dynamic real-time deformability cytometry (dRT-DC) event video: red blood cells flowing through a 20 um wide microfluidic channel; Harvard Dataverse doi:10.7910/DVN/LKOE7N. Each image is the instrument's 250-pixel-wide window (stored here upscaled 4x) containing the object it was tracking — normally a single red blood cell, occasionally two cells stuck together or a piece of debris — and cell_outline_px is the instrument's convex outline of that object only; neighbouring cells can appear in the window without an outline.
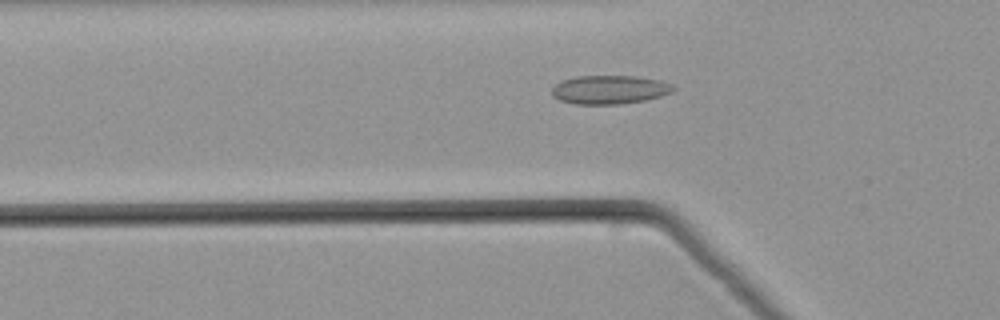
{"species": "common noctule bat (a hibernating species)", "species_latin": "Nyctalus noctula", "temperature_condition": "warm", "stored_images_in_passage": 41, "camera_frame_rate_fps": 3000, "um_per_image_px": 0.085, "animal": {"sex": "male", "body_mass_g": 21.5, "forearm_length_mm": 52.0}, "frame": {"image": 1, "passage_image": 7, "time_ms": 2.0, "image_size_px": [1000, 320], "cell_outline_px": [[676, 88], [672, 92], [660, 96], [644, 100], [620, 104], [576, 104], [560, 100], [552, 96], [552, 88], [556, 84], [564, 80], [576, 76], [636, 76], [656, 80], [672, 84]], "centroid_in_image_um": [51.8, 7.62], "position_along_channel_um": 74.0, "area_um2": 20.11}}
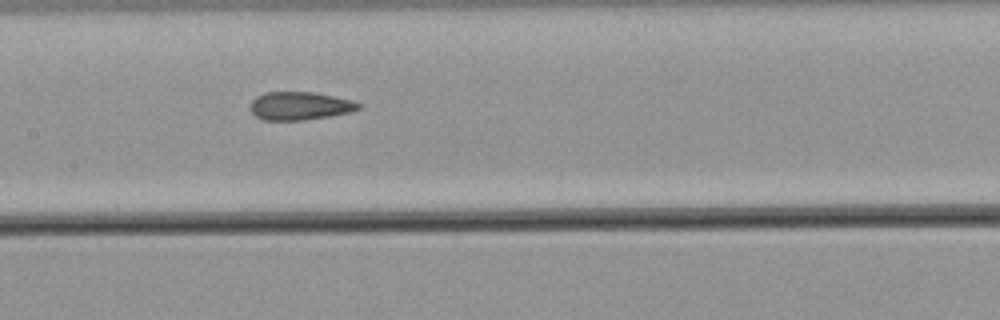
{"frame": {"image": 2, "passage_image": 15, "time_ms": 4.667, "image_size_px": [1000, 320], "cell_outline_px": [[364, 104], [360, 108], [352, 112], [304, 120], [264, 120], [256, 116], [248, 108], [248, 104], [256, 96], [264, 92], [312, 92], [352, 100]], "centroid_in_image_um": [25.46, 9.0], "position_along_channel_um": 181.9, "area_um2": 17.92}}
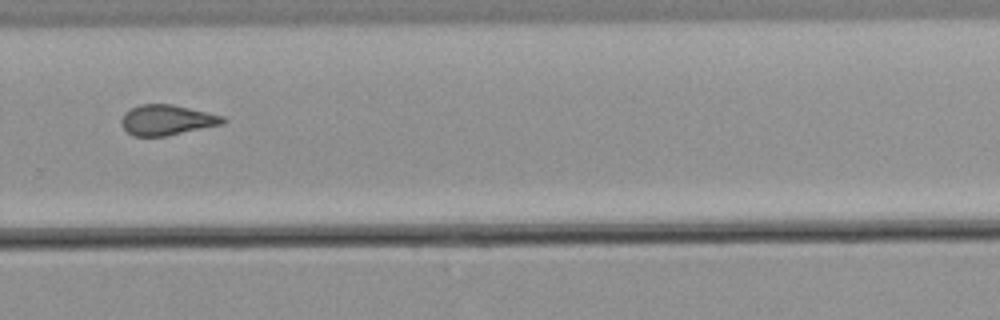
{"frame": {"image": 3, "passage_image": 25, "time_ms": 8.0, "image_size_px": [1000, 320], "cell_outline_px": [[228, 120], [224, 124], [164, 136], [132, 136], [120, 124], [120, 120], [124, 112], [140, 104], [172, 104], [224, 116]], "centroid_in_image_um": [14.18, 10.2], "position_along_channel_um": 315.6, "area_um2": 17.98}}